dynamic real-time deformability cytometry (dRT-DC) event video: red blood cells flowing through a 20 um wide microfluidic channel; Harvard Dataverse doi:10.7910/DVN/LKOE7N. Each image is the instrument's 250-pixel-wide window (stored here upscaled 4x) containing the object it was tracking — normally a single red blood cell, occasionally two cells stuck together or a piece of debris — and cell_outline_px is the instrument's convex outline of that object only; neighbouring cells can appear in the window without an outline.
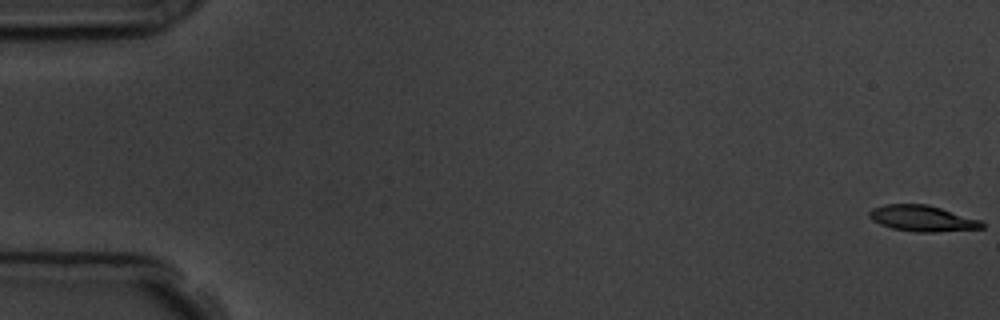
{"species": "common noctule bat (a hibernating species)", "species_latin": "Nyctalus noctula", "temperature_condition": "room temperature", "stored_images_in_passage": 57, "camera_frame_rate_fps": 3000, "um_per_image_px": 0.085, "animal": {"sex": "male", "body_mass_g": 19.5, "forearm_length_mm": 54.6}, "frame": {"image": 1, "passage_image": 1, "time_ms": 0.0, "image_size_px": [1000, 320], "cell_outline_px": [[984, 228], [936, 232], [916, 232], [892, 228], [880, 224], [872, 220], [868, 216], [868, 212], [872, 208], [884, 204], [928, 204], [980, 220], [984, 224]], "centroid_in_image_um": [78.37, 18.56], "position_along_channel_um": 6.6, "area_um2": 17.05}}
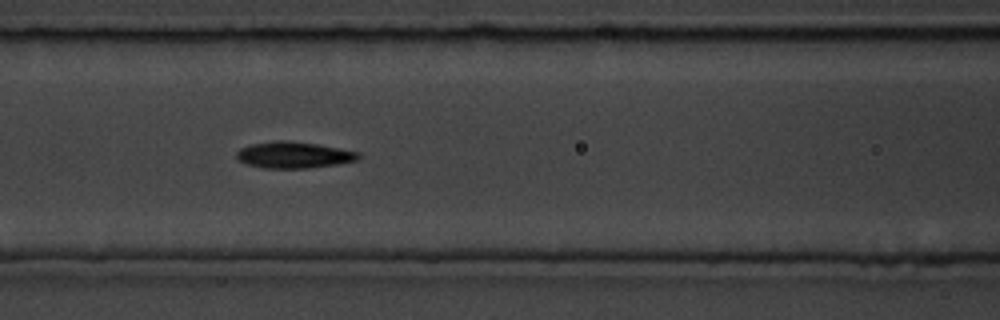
{"frame": {"image": 2, "passage_image": 25, "time_ms": 8.0, "image_size_px": [1000, 320], "cell_outline_px": [[360, 156], [356, 160], [336, 164], [308, 168], [264, 168], [248, 164], [236, 160], [236, 152], [240, 148], [252, 144], [276, 140], [288, 140], [316, 144], [340, 148], [360, 152]], "centroid_in_image_um": [24.94, 13.16], "position_along_channel_um": 141.7, "area_um2": 18.73}}
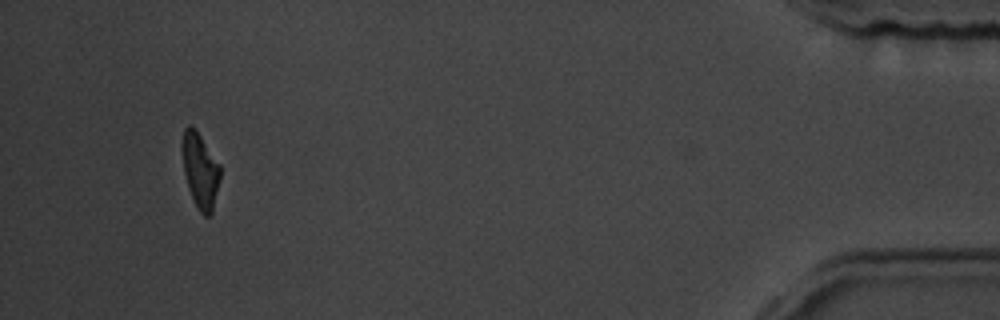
{"frame": {"image": 3, "passage_image": 54, "time_ms": 17.667, "image_size_px": [1000, 320], "cell_outline_px": [[220, 180], [212, 212], [208, 216], [204, 216], [196, 208], [188, 188], [184, 172], [180, 148], [180, 144], [184, 128], [188, 124], [196, 128], [220, 164]], "centroid_in_image_um": [16.99, 14.44], "position_along_channel_um": 418.2, "area_um2": 17.11}, "authors_computed_cell_mechanics": {"area_um2": 17.5712, "velocity_mm_per_s": 3.6182, "shape_relaxation_time_tau1_ms": 3.1437, "shape_relaxation_time_tau2_ms": 4.3011, "deformation_change_tau1": 0.1326, "deformation_change_tau2": 0.1245}}